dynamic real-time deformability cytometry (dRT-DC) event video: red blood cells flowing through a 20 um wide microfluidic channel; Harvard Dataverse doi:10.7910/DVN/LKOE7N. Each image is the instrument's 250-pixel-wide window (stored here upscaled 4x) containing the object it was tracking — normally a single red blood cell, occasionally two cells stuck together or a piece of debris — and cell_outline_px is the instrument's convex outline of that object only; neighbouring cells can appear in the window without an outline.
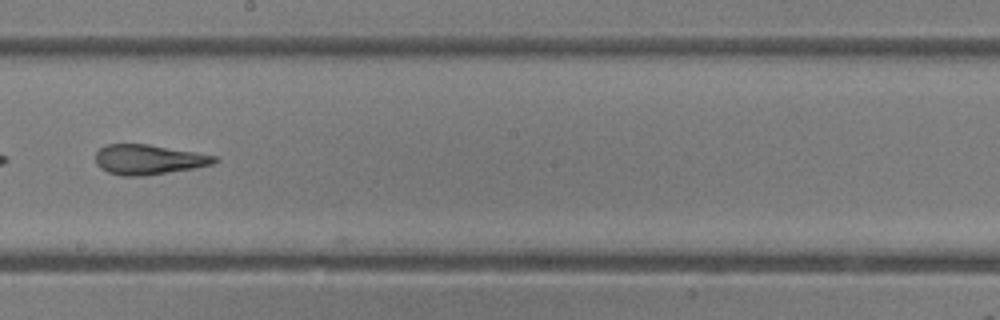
{"species": "common noctule bat (a hibernating species)", "species_latin": "Nyctalus noctula", "temperature_condition": "room temperature", "stored_images_in_passage": 20, "camera_frame_rate_fps": 3000, "um_per_image_px": 0.085, "animal": {"sex": "female"}, "frame": {"image": 1, "passage_image": 19, "time_ms": 6.0, "image_size_px": [1000, 320], "cell_outline_px": [[220, 160], [212, 164], [192, 168], [144, 176], [120, 176], [108, 172], [100, 168], [96, 164], [96, 152], [100, 148], [108, 144], [148, 144], [196, 152], [216, 156]], "centroid_in_image_um": [12.61, 13.56], "position_along_channel_um": 235.6, "area_um2": 20.69}}